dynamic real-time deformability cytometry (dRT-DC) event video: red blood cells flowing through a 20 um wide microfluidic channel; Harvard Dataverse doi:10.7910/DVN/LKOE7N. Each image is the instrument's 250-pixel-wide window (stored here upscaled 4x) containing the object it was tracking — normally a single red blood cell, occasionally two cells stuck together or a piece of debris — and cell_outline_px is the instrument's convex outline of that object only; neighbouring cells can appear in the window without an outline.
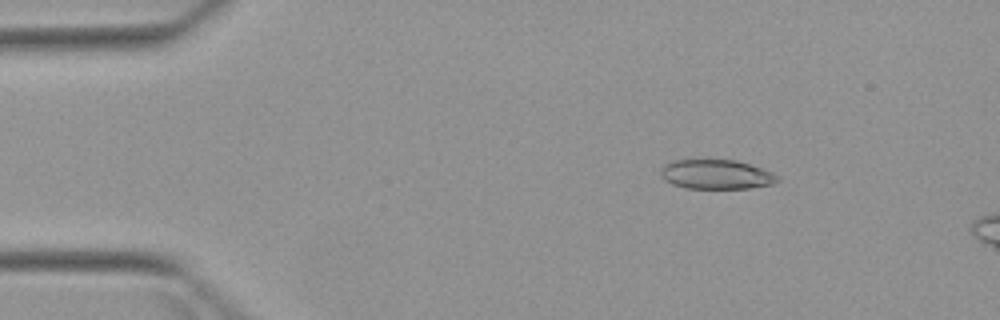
{"species": "Egyptian fruit bat (a non-hibernating species)", "species_latin": "Rousettus aegyptiacus", "temperature_condition": "warm", "stored_images_in_passage": 3, "camera_frame_rate_fps": 3000, "um_per_image_px": 0.085, "animal": {"sex": "female"}, "frame": {"image": 1, "passage_image": 1, "time_ms": 0.0, "image_size_px": [1000, 320], "cell_outline_px": [[780, 180], [772, 184], [748, 188], [684, 188], [672, 184], [664, 180], [660, 176], [660, 168], [664, 164], [672, 160], [736, 160], [772, 172], [780, 176]], "centroid_in_image_um": [60.85, 14.82], "position_along_channel_um": 24.2, "area_um2": 20.11}}